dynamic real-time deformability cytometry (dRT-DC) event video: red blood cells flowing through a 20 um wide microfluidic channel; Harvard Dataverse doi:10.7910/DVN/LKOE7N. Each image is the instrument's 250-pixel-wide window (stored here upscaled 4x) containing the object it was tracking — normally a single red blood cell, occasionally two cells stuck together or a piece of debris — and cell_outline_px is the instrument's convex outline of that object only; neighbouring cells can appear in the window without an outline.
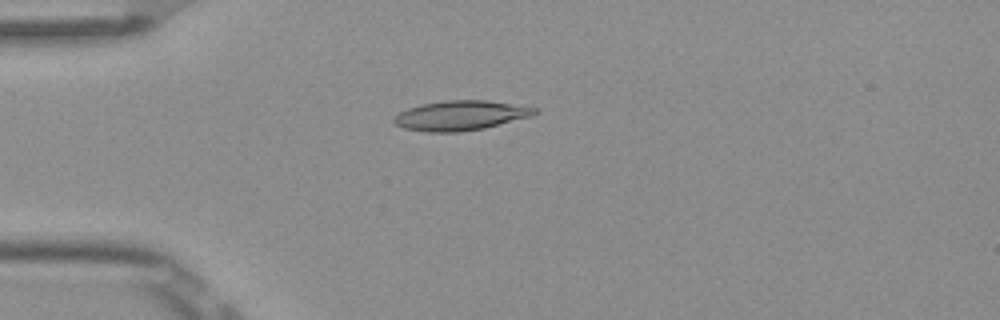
{"species": "Egyptian fruit bat (a non-hibernating species)", "species_latin": "Rousettus aegyptiacus", "temperature_condition": "room temperature", "stored_images_in_passage": 2, "camera_frame_rate_fps": 3000, "um_per_image_px": 0.085, "frame": {"image": 1, "passage_image": 2, "time_ms": 0.333, "image_size_px": [1000, 320], "cell_outline_px": [[540, 112], [532, 116], [484, 128], [460, 132], [428, 132], [404, 128], [396, 124], [392, 120], [400, 112], [408, 108], [424, 104], [444, 100], [488, 100], [540, 108]], "centroid_in_image_um": [39.21, 9.81], "position_along_channel_um": 45.8, "area_um2": 24.39}}